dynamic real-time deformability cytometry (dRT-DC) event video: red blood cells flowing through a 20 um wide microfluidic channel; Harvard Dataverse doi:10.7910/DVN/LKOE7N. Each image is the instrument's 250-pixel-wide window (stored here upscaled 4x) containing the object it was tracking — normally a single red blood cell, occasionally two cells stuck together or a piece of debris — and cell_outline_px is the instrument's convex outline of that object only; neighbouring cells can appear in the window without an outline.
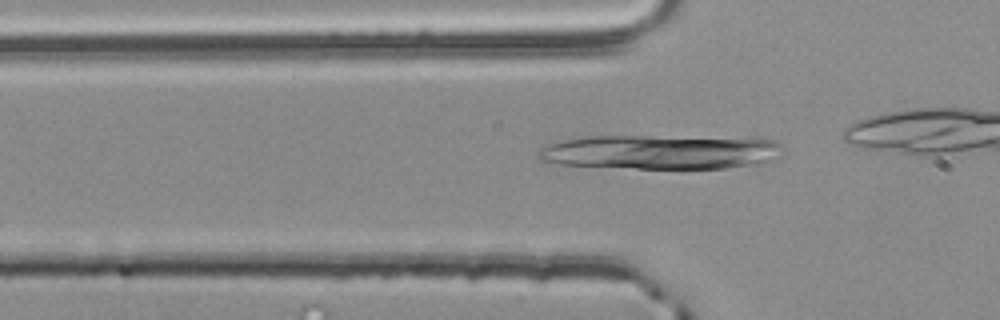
{"species": "common noctule bat (a hibernating species)", "species_latin": "Nyctalus noctula", "temperature_condition": "room temperature", "stored_images_in_passage": 29, "camera_frame_rate_fps": 3000, "um_per_image_px": 0.085, "animal": {"sex": "male", "body_mass_g": 20.4}, "frame": {"image": 1, "passage_image": 4, "time_ms": 1.0, "image_size_px": [1000, 320], "cell_outline_px": [[784, 148], [772, 160], [760, 164], [724, 168], [636, 168], [560, 164], [540, 160], [536, 156], [536, 152], [540, 148], [548, 144], [564, 140], [588, 136], [640, 136], [772, 140], [784, 144]], "centroid_in_image_um": [56.09, 12.93], "position_along_channel_um": 69.7, "area_um2": 48.38}}
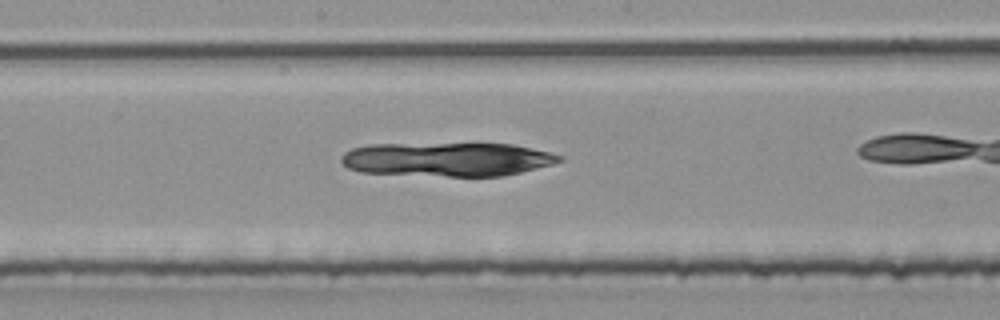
{"frame": {"image": 2, "passage_image": 15, "time_ms": 4.667, "image_size_px": [1000, 320], "cell_outline_px": [[564, 160], [552, 164], [504, 176], [448, 176], [360, 172], [348, 168], [340, 160], [340, 156], [344, 152], [352, 148], [372, 144], [512, 144], [548, 152], [564, 156]], "centroid_in_image_um": [38.0, 13.54], "position_along_channel_um": 210.2, "area_um2": 42.89}}
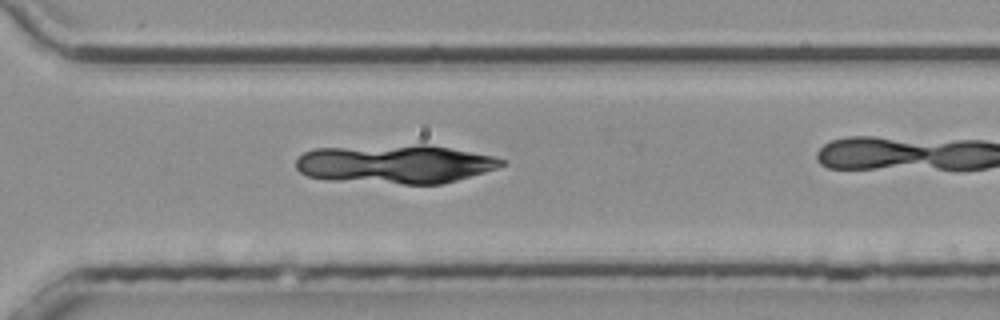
{"frame": {"image": 3, "passage_image": 25, "time_ms": 8.0, "image_size_px": [1000, 320], "cell_outline_px": [[508, 164], [484, 172], [456, 180], [440, 184], [404, 184], [328, 180], [308, 176], [300, 172], [296, 168], [296, 160], [304, 152], [312, 148], [416, 144], [428, 144], [492, 156], [508, 160]], "centroid_in_image_um": [33.58, 13.94], "position_along_channel_um": 337.0, "area_um2": 46.76}}